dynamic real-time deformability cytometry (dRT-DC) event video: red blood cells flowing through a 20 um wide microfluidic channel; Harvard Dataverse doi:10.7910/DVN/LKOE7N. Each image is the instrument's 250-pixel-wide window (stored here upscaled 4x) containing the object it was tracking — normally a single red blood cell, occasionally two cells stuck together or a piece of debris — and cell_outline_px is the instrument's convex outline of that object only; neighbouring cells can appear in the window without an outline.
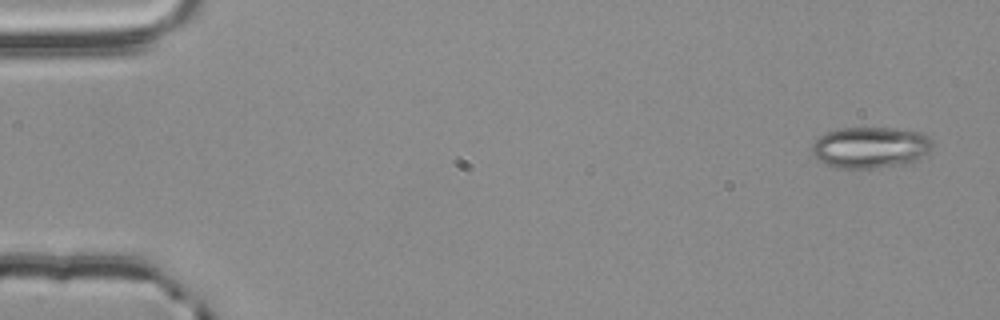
{"species": "common noctule bat (a hibernating species)", "species_latin": "Nyctalus noctula", "temperature_condition": "room temperature", "stored_images_in_passage": 54, "camera_frame_rate_fps": 3000, "um_per_image_px": 0.085, "animal": {"sex": "male", "body_mass_g": 20.4}, "frame": {"image": 1, "passage_image": 1, "time_ms": 0.0, "image_size_px": [1000, 320], "cell_outline_px": [[932, 144], [928, 152], [912, 164], [876, 168], [836, 168], [824, 164], [812, 152], [812, 144], [820, 136], [828, 132], [840, 128], [888, 128], [920, 132], [928, 136], [932, 140]], "centroid_in_image_um": [74.0, 12.55], "position_along_channel_um": 11.0, "area_um2": 29.07}}
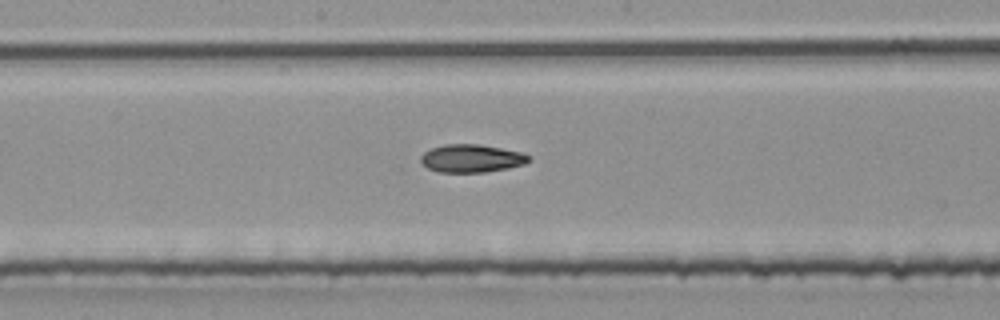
{"frame": {"image": 2, "passage_image": 28, "time_ms": 9.0, "image_size_px": [1000, 320], "cell_outline_px": [[532, 160], [524, 164], [508, 168], [484, 172], [440, 172], [428, 168], [420, 160], [420, 156], [424, 152], [432, 148], [444, 144], [480, 144], [524, 152], [532, 156]], "centroid_in_image_um": [40.13, 13.45], "position_along_channel_um": 208.1, "area_um2": 17.74}}
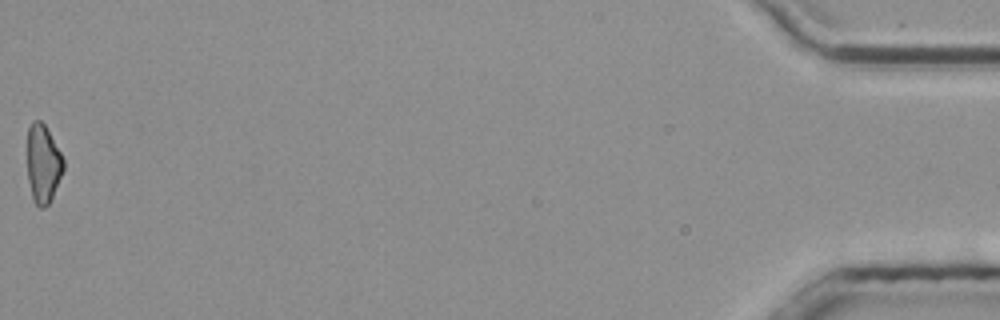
{"frame": {"image": 3, "passage_image": 54, "time_ms": 17.667, "image_size_px": [1000, 320], "cell_outline_px": [[64, 168], [52, 196], [48, 204], [44, 208], [40, 208], [36, 204], [32, 196], [28, 180], [28, 128], [32, 120], [40, 120], [44, 124], [60, 152], [64, 160]], "centroid_in_image_um": [3.65, 13.91], "position_along_channel_um": 431.5, "area_um2": 16.18}, "authors_computed_cell_mechanics": {"area_um2": 17.7157, "velocity_mm_per_s": 3.8036, "shape_relaxation_time_tau1_ms": null, "shape_relaxation_time_tau2_ms": 5.4624, "deformation_change_tau1": null, "deformation_change_tau2": 0.1265}}